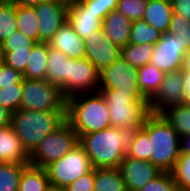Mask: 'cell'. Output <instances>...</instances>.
Listing matches in <instances>:
<instances>
[{
  "label": "cell",
  "instance_id": "6da1fadb",
  "mask_svg": "<svg viewBox=\"0 0 190 191\" xmlns=\"http://www.w3.org/2000/svg\"><path fill=\"white\" fill-rule=\"evenodd\" d=\"M139 128L141 127L116 128L111 126L82 135L79 138V144L90 158L93 168H119Z\"/></svg>",
  "mask_w": 190,
  "mask_h": 191
},
{
  "label": "cell",
  "instance_id": "7a4b0ae2",
  "mask_svg": "<svg viewBox=\"0 0 190 191\" xmlns=\"http://www.w3.org/2000/svg\"><path fill=\"white\" fill-rule=\"evenodd\" d=\"M66 120L80 138L84 134L111 127V120L103 94L81 93L67 99Z\"/></svg>",
  "mask_w": 190,
  "mask_h": 191
},
{
  "label": "cell",
  "instance_id": "3957f363",
  "mask_svg": "<svg viewBox=\"0 0 190 191\" xmlns=\"http://www.w3.org/2000/svg\"><path fill=\"white\" fill-rule=\"evenodd\" d=\"M141 128L150 138V162L171 173L180 156V136L162 114L149 113Z\"/></svg>",
  "mask_w": 190,
  "mask_h": 191
},
{
  "label": "cell",
  "instance_id": "277c9868",
  "mask_svg": "<svg viewBox=\"0 0 190 191\" xmlns=\"http://www.w3.org/2000/svg\"><path fill=\"white\" fill-rule=\"evenodd\" d=\"M66 121V110L30 111L19 109L12 113L11 125L30 155L38 144Z\"/></svg>",
  "mask_w": 190,
  "mask_h": 191
},
{
  "label": "cell",
  "instance_id": "5b68a950",
  "mask_svg": "<svg viewBox=\"0 0 190 191\" xmlns=\"http://www.w3.org/2000/svg\"><path fill=\"white\" fill-rule=\"evenodd\" d=\"M100 92L106 101L112 127H141L150 113L148 100L142 93L117 92L116 89H102Z\"/></svg>",
  "mask_w": 190,
  "mask_h": 191
},
{
  "label": "cell",
  "instance_id": "8992f818",
  "mask_svg": "<svg viewBox=\"0 0 190 191\" xmlns=\"http://www.w3.org/2000/svg\"><path fill=\"white\" fill-rule=\"evenodd\" d=\"M79 144L77 132L66 120L53 133L48 134L29 155V164L46 168L58 161Z\"/></svg>",
  "mask_w": 190,
  "mask_h": 191
},
{
  "label": "cell",
  "instance_id": "52a82bcc",
  "mask_svg": "<svg viewBox=\"0 0 190 191\" xmlns=\"http://www.w3.org/2000/svg\"><path fill=\"white\" fill-rule=\"evenodd\" d=\"M20 108L30 111L66 110L67 99L61 88L45 80H22Z\"/></svg>",
  "mask_w": 190,
  "mask_h": 191
},
{
  "label": "cell",
  "instance_id": "ba28073f",
  "mask_svg": "<svg viewBox=\"0 0 190 191\" xmlns=\"http://www.w3.org/2000/svg\"><path fill=\"white\" fill-rule=\"evenodd\" d=\"M51 187L64 189L69 184L90 172L93 167L84 148L77 144L64 157L46 168Z\"/></svg>",
  "mask_w": 190,
  "mask_h": 191
},
{
  "label": "cell",
  "instance_id": "9c48e42d",
  "mask_svg": "<svg viewBox=\"0 0 190 191\" xmlns=\"http://www.w3.org/2000/svg\"><path fill=\"white\" fill-rule=\"evenodd\" d=\"M137 71L120 56L110 66L98 71L99 91L116 89L117 92L141 93Z\"/></svg>",
  "mask_w": 190,
  "mask_h": 191
},
{
  "label": "cell",
  "instance_id": "30bf717a",
  "mask_svg": "<svg viewBox=\"0 0 190 191\" xmlns=\"http://www.w3.org/2000/svg\"><path fill=\"white\" fill-rule=\"evenodd\" d=\"M183 103L185 94L182 70L166 72L159 90L148 101V110L161 114L165 109Z\"/></svg>",
  "mask_w": 190,
  "mask_h": 191
},
{
  "label": "cell",
  "instance_id": "8fae6325",
  "mask_svg": "<svg viewBox=\"0 0 190 191\" xmlns=\"http://www.w3.org/2000/svg\"><path fill=\"white\" fill-rule=\"evenodd\" d=\"M186 52L187 49L177 38L167 32L162 33L159 41L154 44L150 63L165 73L179 71Z\"/></svg>",
  "mask_w": 190,
  "mask_h": 191
},
{
  "label": "cell",
  "instance_id": "7c38bea8",
  "mask_svg": "<svg viewBox=\"0 0 190 191\" xmlns=\"http://www.w3.org/2000/svg\"><path fill=\"white\" fill-rule=\"evenodd\" d=\"M69 4L50 0L34 5L39 21V42H49L60 27L67 22Z\"/></svg>",
  "mask_w": 190,
  "mask_h": 191
},
{
  "label": "cell",
  "instance_id": "4fadbf2b",
  "mask_svg": "<svg viewBox=\"0 0 190 191\" xmlns=\"http://www.w3.org/2000/svg\"><path fill=\"white\" fill-rule=\"evenodd\" d=\"M83 41L85 57L98 71L110 66L121 56V49L108 38L102 27Z\"/></svg>",
  "mask_w": 190,
  "mask_h": 191
},
{
  "label": "cell",
  "instance_id": "5bb4252c",
  "mask_svg": "<svg viewBox=\"0 0 190 191\" xmlns=\"http://www.w3.org/2000/svg\"><path fill=\"white\" fill-rule=\"evenodd\" d=\"M89 91L90 93L99 91L97 68L86 57L70 58L69 97Z\"/></svg>",
  "mask_w": 190,
  "mask_h": 191
},
{
  "label": "cell",
  "instance_id": "9a60e30c",
  "mask_svg": "<svg viewBox=\"0 0 190 191\" xmlns=\"http://www.w3.org/2000/svg\"><path fill=\"white\" fill-rule=\"evenodd\" d=\"M127 191H139L148 182L162 173L155 165L145 160L125 157L119 166Z\"/></svg>",
  "mask_w": 190,
  "mask_h": 191
},
{
  "label": "cell",
  "instance_id": "2e32d148",
  "mask_svg": "<svg viewBox=\"0 0 190 191\" xmlns=\"http://www.w3.org/2000/svg\"><path fill=\"white\" fill-rule=\"evenodd\" d=\"M49 47L63 52L68 58L82 59L85 57L83 39L67 21L48 42Z\"/></svg>",
  "mask_w": 190,
  "mask_h": 191
},
{
  "label": "cell",
  "instance_id": "e0dca14e",
  "mask_svg": "<svg viewBox=\"0 0 190 191\" xmlns=\"http://www.w3.org/2000/svg\"><path fill=\"white\" fill-rule=\"evenodd\" d=\"M69 70L70 58L59 50L49 48L46 80L59 86L66 99L69 98Z\"/></svg>",
  "mask_w": 190,
  "mask_h": 191
},
{
  "label": "cell",
  "instance_id": "ac0fdd59",
  "mask_svg": "<svg viewBox=\"0 0 190 191\" xmlns=\"http://www.w3.org/2000/svg\"><path fill=\"white\" fill-rule=\"evenodd\" d=\"M67 21L83 40L102 27V20L80 1L69 4Z\"/></svg>",
  "mask_w": 190,
  "mask_h": 191
},
{
  "label": "cell",
  "instance_id": "d6986e66",
  "mask_svg": "<svg viewBox=\"0 0 190 191\" xmlns=\"http://www.w3.org/2000/svg\"><path fill=\"white\" fill-rule=\"evenodd\" d=\"M0 163L29 164V154L11 124L0 127Z\"/></svg>",
  "mask_w": 190,
  "mask_h": 191
},
{
  "label": "cell",
  "instance_id": "ffe728a7",
  "mask_svg": "<svg viewBox=\"0 0 190 191\" xmlns=\"http://www.w3.org/2000/svg\"><path fill=\"white\" fill-rule=\"evenodd\" d=\"M103 32L120 49L129 44L132 21L117 10L110 12L102 20Z\"/></svg>",
  "mask_w": 190,
  "mask_h": 191
},
{
  "label": "cell",
  "instance_id": "44dd1931",
  "mask_svg": "<svg viewBox=\"0 0 190 191\" xmlns=\"http://www.w3.org/2000/svg\"><path fill=\"white\" fill-rule=\"evenodd\" d=\"M172 14L171 0H148L143 20L160 33H166Z\"/></svg>",
  "mask_w": 190,
  "mask_h": 191
},
{
  "label": "cell",
  "instance_id": "7402d4cb",
  "mask_svg": "<svg viewBox=\"0 0 190 191\" xmlns=\"http://www.w3.org/2000/svg\"><path fill=\"white\" fill-rule=\"evenodd\" d=\"M47 42H37L31 50L29 62L23 73V78L45 80L47 72V57L49 51Z\"/></svg>",
  "mask_w": 190,
  "mask_h": 191
},
{
  "label": "cell",
  "instance_id": "603a6c76",
  "mask_svg": "<svg viewBox=\"0 0 190 191\" xmlns=\"http://www.w3.org/2000/svg\"><path fill=\"white\" fill-rule=\"evenodd\" d=\"M50 180L45 168L27 164L22 171L18 191H49Z\"/></svg>",
  "mask_w": 190,
  "mask_h": 191
},
{
  "label": "cell",
  "instance_id": "cb8c5ba5",
  "mask_svg": "<svg viewBox=\"0 0 190 191\" xmlns=\"http://www.w3.org/2000/svg\"><path fill=\"white\" fill-rule=\"evenodd\" d=\"M165 72L148 63L137 71L138 86L142 95L149 101L159 90Z\"/></svg>",
  "mask_w": 190,
  "mask_h": 191
},
{
  "label": "cell",
  "instance_id": "d4e9b609",
  "mask_svg": "<svg viewBox=\"0 0 190 191\" xmlns=\"http://www.w3.org/2000/svg\"><path fill=\"white\" fill-rule=\"evenodd\" d=\"M17 30L24 36L39 42V21L34 6L16 4Z\"/></svg>",
  "mask_w": 190,
  "mask_h": 191
},
{
  "label": "cell",
  "instance_id": "484cf974",
  "mask_svg": "<svg viewBox=\"0 0 190 191\" xmlns=\"http://www.w3.org/2000/svg\"><path fill=\"white\" fill-rule=\"evenodd\" d=\"M94 191H127L119 168L95 169Z\"/></svg>",
  "mask_w": 190,
  "mask_h": 191
},
{
  "label": "cell",
  "instance_id": "4316f807",
  "mask_svg": "<svg viewBox=\"0 0 190 191\" xmlns=\"http://www.w3.org/2000/svg\"><path fill=\"white\" fill-rule=\"evenodd\" d=\"M180 137L190 135V103H183L165 109L161 113Z\"/></svg>",
  "mask_w": 190,
  "mask_h": 191
},
{
  "label": "cell",
  "instance_id": "83f0119b",
  "mask_svg": "<svg viewBox=\"0 0 190 191\" xmlns=\"http://www.w3.org/2000/svg\"><path fill=\"white\" fill-rule=\"evenodd\" d=\"M154 44H132L129 43L124 48H121V58L132 65L134 68L139 69L142 66L150 63Z\"/></svg>",
  "mask_w": 190,
  "mask_h": 191
},
{
  "label": "cell",
  "instance_id": "f1b7e54d",
  "mask_svg": "<svg viewBox=\"0 0 190 191\" xmlns=\"http://www.w3.org/2000/svg\"><path fill=\"white\" fill-rule=\"evenodd\" d=\"M161 34L153 26L146 23L145 20L132 21V29L129 43L132 44H156L161 38Z\"/></svg>",
  "mask_w": 190,
  "mask_h": 191
},
{
  "label": "cell",
  "instance_id": "f546056e",
  "mask_svg": "<svg viewBox=\"0 0 190 191\" xmlns=\"http://www.w3.org/2000/svg\"><path fill=\"white\" fill-rule=\"evenodd\" d=\"M23 163H0V191H18Z\"/></svg>",
  "mask_w": 190,
  "mask_h": 191
},
{
  "label": "cell",
  "instance_id": "4dcf8cb0",
  "mask_svg": "<svg viewBox=\"0 0 190 191\" xmlns=\"http://www.w3.org/2000/svg\"><path fill=\"white\" fill-rule=\"evenodd\" d=\"M17 31L16 4L5 0L0 5V42Z\"/></svg>",
  "mask_w": 190,
  "mask_h": 191
},
{
  "label": "cell",
  "instance_id": "1f68e13d",
  "mask_svg": "<svg viewBox=\"0 0 190 191\" xmlns=\"http://www.w3.org/2000/svg\"><path fill=\"white\" fill-rule=\"evenodd\" d=\"M126 156L150 162V138L142 128L136 132L134 140L127 148Z\"/></svg>",
  "mask_w": 190,
  "mask_h": 191
},
{
  "label": "cell",
  "instance_id": "d6a6232c",
  "mask_svg": "<svg viewBox=\"0 0 190 191\" xmlns=\"http://www.w3.org/2000/svg\"><path fill=\"white\" fill-rule=\"evenodd\" d=\"M167 33L177 38L187 50L190 49V21L186 18L173 13Z\"/></svg>",
  "mask_w": 190,
  "mask_h": 191
},
{
  "label": "cell",
  "instance_id": "836d02e7",
  "mask_svg": "<svg viewBox=\"0 0 190 191\" xmlns=\"http://www.w3.org/2000/svg\"><path fill=\"white\" fill-rule=\"evenodd\" d=\"M22 82L0 88V105L11 113L20 109L22 103Z\"/></svg>",
  "mask_w": 190,
  "mask_h": 191
},
{
  "label": "cell",
  "instance_id": "e575fe53",
  "mask_svg": "<svg viewBox=\"0 0 190 191\" xmlns=\"http://www.w3.org/2000/svg\"><path fill=\"white\" fill-rule=\"evenodd\" d=\"M171 173L181 191H190V154H180Z\"/></svg>",
  "mask_w": 190,
  "mask_h": 191
},
{
  "label": "cell",
  "instance_id": "d590c367",
  "mask_svg": "<svg viewBox=\"0 0 190 191\" xmlns=\"http://www.w3.org/2000/svg\"><path fill=\"white\" fill-rule=\"evenodd\" d=\"M148 0H118L116 10L130 21L141 20L144 17Z\"/></svg>",
  "mask_w": 190,
  "mask_h": 191
},
{
  "label": "cell",
  "instance_id": "8d00e7d4",
  "mask_svg": "<svg viewBox=\"0 0 190 191\" xmlns=\"http://www.w3.org/2000/svg\"><path fill=\"white\" fill-rule=\"evenodd\" d=\"M36 42L26 36L20 31H15L10 37L1 42L2 52H15L21 50H32Z\"/></svg>",
  "mask_w": 190,
  "mask_h": 191
},
{
  "label": "cell",
  "instance_id": "74e56055",
  "mask_svg": "<svg viewBox=\"0 0 190 191\" xmlns=\"http://www.w3.org/2000/svg\"><path fill=\"white\" fill-rule=\"evenodd\" d=\"M139 191H181V189L174 181L172 173L162 172Z\"/></svg>",
  "mask_w": 190,
  "mask_h": 191
},
{
  "label": "cell",
  "instance_id": "f35d334b",
  "mask_svg": "<svg viewBox=\"0 0 190 191\" xmlns=\"http://www.w3.org/2000/svg\"><path fill=\"white\" fill-rule=\"evenodd\" d=\"M80 2L88 9L103 20L110 12L116 10L118 0H80Z\"/></svg>",
  "mask_w": 190,
  "mask_h": 191
},
{
  "label": "cell",
  "instance_id": "ab89813d",
  "mask_svg": "<svg viewBox=\"0 0 190 191\" xmlns=\"http://www.w3.org/2000/svg\"><path fill=\"white\" fill-rule=\"evenodd\" d=\"M3 60L7 66L16 69L17 71L24 73L27 63L29 62L31 50H21L15 52H2Z\"/></svg>",
  "mask_w": 190,
  "mask_h": 191
},
{
  "label": "cell",
  "instance_id": "60d3db41",
  "mask_svg": "<svg viewBox=\"0 0 190 191\" xmlns=\"http://www.w3.org/2000/svg\"><path fill=\"white\" fill-rule=\"evenodd\" d=\"M23 74L16 69L0 62V88L3 86H13L22 82Z\"/></svg>",
  "mask_w": 190,
  "mask_h": 191
},
{
  "label": "cell",
  "instance_id": "b9f144b4",
  "mask_svg": "<svg viewBox=\"0 0 190 191\" xmlns=\"http://www.w3.org/2000/svg\"><path fill=\"white\" fill-rule=\"evenodd\" d=\"M95 168L84 174L64 189L66 191H94Z\"/></svg>",
  "mask_w": 190,
  "mask_h": 191
},
{
  "label": "cell",
  "instance_id": "7bdbcfd3",
  "mask_svg": "<svg viewBox=\"0 0 190 191\" xmlns=\"http://www.w3.org/2000/svg\"><path fill=\"white\" fill-rule=\"evenodd\" d=\"M173 13L190 21V0H171Z\"/></svg>",
  "mask_w": 190,
  "mask_h": 191
},
{
  "label": "cell",
  "instance_id": "ee69618b",
  "mask_svg": "<svg viewBox=\"0 0 190 191\" xmlns=\"http://www.w3.org/2000/svg\"><path fill=\"white\" fill-rule=\"evenodd\" d=\"M181 70L184 76L185 103H190V68Z\"/></svg>",
  "mask_w": 190,
  "mask_h": 191
},
{
  "label": "cell",
  "instance_id": "f6af8a7d",
  "mask_svg": "<svg viewBox=\"0 0 190 191\" xmlns=\"http://www.w3.org/2000/svg\"><path fill=\"white\" fill-rule=\"evenodd\" d=\"M12 113L0 105V127L11 124Z\"/></svg>",
  "mask_w": 190,
  "mask_h": 191
},
{
  "label": "cell",
  "instance_id": "bcb514c9",
  "mask_svg": "<svg viewBox=\"0 0 190 191\" xmlns=\"http://www.w3.org/2000/svg\"><path fill=\"white\" fill-rule=\"evenodd\" d=\"M180 154H190V135L180 137Z\"/></svg>",
  "mask_w": 190,
  "mask_h": 191
},
{
  "label": "cell",
  "instance_id": "7dc6e473",
  "mask_svg": "<svg viewBox=\"0 0 190 191\" xmlns=\"http://www.w3.org/2000/svg\"><path fill=\"white\" fill-rule=\"evenodd\" d=\"M10 1L14 2L15 4H20L24 6H34L36 4L47 2L50 0H10Z\"/></svg>",
  "mask_w": 190,
  "mask_h": 191
},
{
  "label": "cell",
  "instance_id": "c3c4849f",
  "mask_svg": "<svg viewBox=\"0 0 190 191\" xmlns=\"http://www.w3.org/2000/svg\"><path fill=\"white\" fill-rule=\"evenodd\" d=\"M190 68V49L183 56L182 69Z\"/></svg>",
  "mask_w": 190,
  "mask_h": 191
},
{
  "label": "cell",
  "instance_id": "681fc988",
  "mask_svg": "<svg viewBox=\"0 0 190 191\" xmlns=\"http://www.w3.org/2000/svg\"><path fill=\"white\" fill-rule=\"evenodd\" d=\"M49 191H66V190L62 188L51 187Z\"/></svg>",
  "mask_w": 190,
  "mask_h": 191
},
{
  "label": "cell",
  "instance_id": "f907efd6",
  "mask_svg": "<svg viewBox=\"0 0 190 191\" xmlns=\"http://www.w3.org/2000/svg\"><path fill=\"white\" fill-rule=\"evenodd\" d=\"M61 1L65 2L67 4H70V3L78 2L80 0H61Z\"/></svg>",
  "mask_w": 190,
  "mask_h": 191
},
{
  "label": "cell",
  "instance_id": "816d5d0a",
  "mask_svg": "<svg viewBox=\"0 0 190 191\" xmlns=\"http://www.w3.org/2000/svg\"><path fill=\"white\" fill-rule=\"evenodd\" d=\"M2 60H3V53H2V46L0 42V62H2Z\"/></svg>",
  "mask_w": 190,
  "mask_h": 191
}]
</instances>
